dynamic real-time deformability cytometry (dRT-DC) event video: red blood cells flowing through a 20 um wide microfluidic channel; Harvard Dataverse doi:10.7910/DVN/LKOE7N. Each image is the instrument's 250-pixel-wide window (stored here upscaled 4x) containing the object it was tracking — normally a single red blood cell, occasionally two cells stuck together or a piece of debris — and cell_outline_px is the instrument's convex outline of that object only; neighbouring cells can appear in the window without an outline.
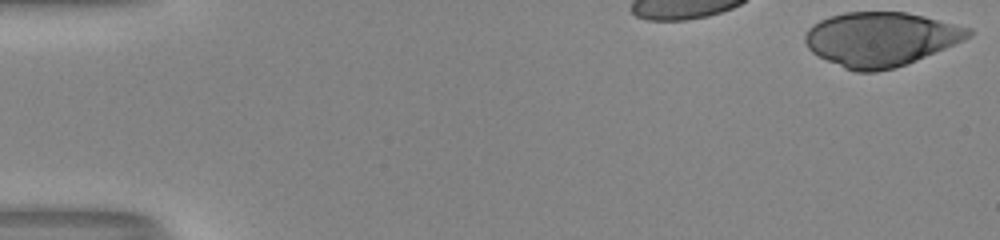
{"species": "human", "species_latin": "Homo sapiens", "temperature_condition": "room temperature", "stored_images_in_passage": 35, "camera_frame_rate_fps": 3000, "um_per_image_px": 0.085, "donor": {"sex": "male"}, "frame": {"image": 1, "passage_image": 1, "time_ms": 0.0, "image_size_px": [1000, 240], "cell_outline_px": [[972, 32], [964, 40], [916, 60], [892, 68], [876, 72], [856, 72], [844, 68], [812, 52], [808, 48], [804, 40], [804, 36], [808, 28], [812, 24], [820, 20], [844, 12], [904, 12], [924, 16], [972, 28]], "centroid_in_image_um": [74.84, 3.32], "position_along_channel_um": 10.2, "area_um2": 51.1}}
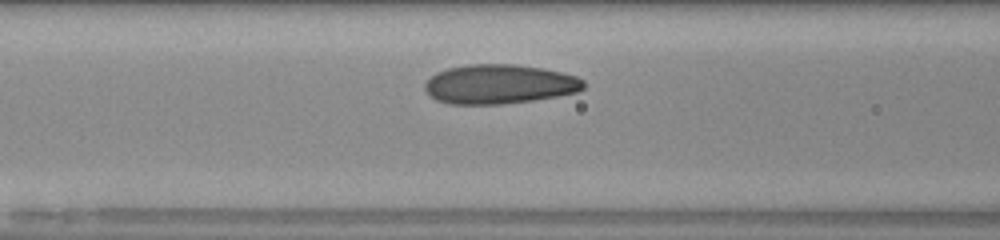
{"frame": {"image": 2, "passage_image": 15, "time_ms": 4.667, "image_size_px": [1000, 240], "cell_outline_px": [[584, 88], [576, 92], [556, 96], [532, 100], [500, 104], [448, 104], [436, 100], [424, 88], [424, 84], [436, 72], [448, 68], [468, 64], [516, 64], [544, 68], [576, 76], [584, 80]], "centroid_in_image_um": [42.44, 7.15], "position_along_channel_um": 124.2, "area_um2": 36.36}}
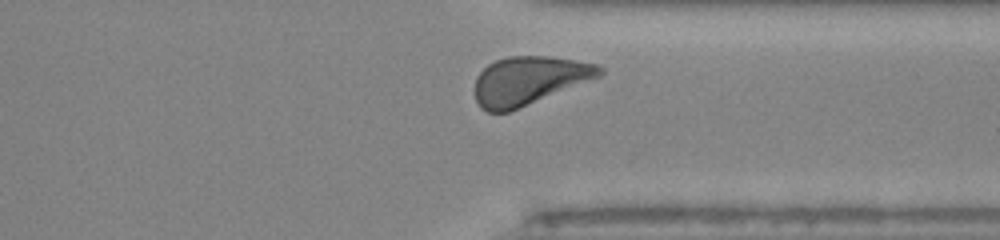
{"frame": {"image": 3, "passage_image": 33, "time_ms": 10.667, "image_size_px": [1000, 240], "cell_outline_px": [[604, 72], [600, 76], [508, 112], [488, 112], [480, 108], [476, 100], [476, 76], [488, 64], [496, 60], [508, 56], [548, 56], [596, 64], [604, 68]], "centroid_in_image_um": [44.94, 6.84], "position_along_channel_um": 366.5, "area_um2": 34.68}, "authors_computed_cell_mechanics": {"area_um2": 35.6626, "velocity_mm_per_s": 4.0388, "shape_relaxation_time_tau1_ms": 3.2999, "shape_relaxation_time_tau2_ms": 0.7825, "deformation_change_tau1": 0.118, "deformation_change_tau2": 0.0617}}